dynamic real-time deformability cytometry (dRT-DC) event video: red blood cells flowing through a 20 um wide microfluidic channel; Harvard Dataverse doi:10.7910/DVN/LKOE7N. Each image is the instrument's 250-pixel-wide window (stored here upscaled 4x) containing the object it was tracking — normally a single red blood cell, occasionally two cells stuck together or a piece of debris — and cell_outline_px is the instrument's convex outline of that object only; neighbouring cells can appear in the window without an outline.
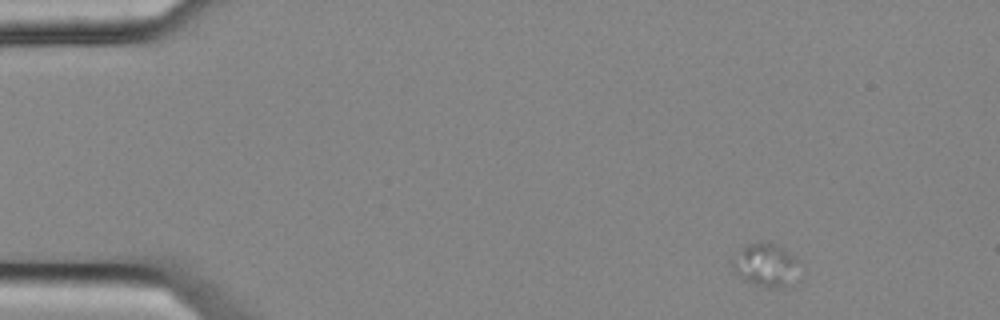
{"species": "common noctule bat (a hibernating species)", "species_latin": "Nyctalus noctula", "temperature_condition": "cold", "stored_images_in_passage": 3, "camera_frame_rate_fps": 3000, "um_per_image_px": 0.085, "animal": {"sex": "female", "body_mass_g": 25.1}, "frame": {"image": 1, "passage_image": 1, "time_ms": 0.0, "image_size_px": [1000, 320], "cell_outline_px": [[796, 260], [792, 284], [784, 288], [768, 288], [752, 284], [744, 280], [732, 268], [732, 260], [748, 244], [772, 244], [780, 248], [792, 256]], "centroid_in_image_um": [65.04, 22.6], "position_along_channel_um": 20.0, "area_um2": 15.84}}